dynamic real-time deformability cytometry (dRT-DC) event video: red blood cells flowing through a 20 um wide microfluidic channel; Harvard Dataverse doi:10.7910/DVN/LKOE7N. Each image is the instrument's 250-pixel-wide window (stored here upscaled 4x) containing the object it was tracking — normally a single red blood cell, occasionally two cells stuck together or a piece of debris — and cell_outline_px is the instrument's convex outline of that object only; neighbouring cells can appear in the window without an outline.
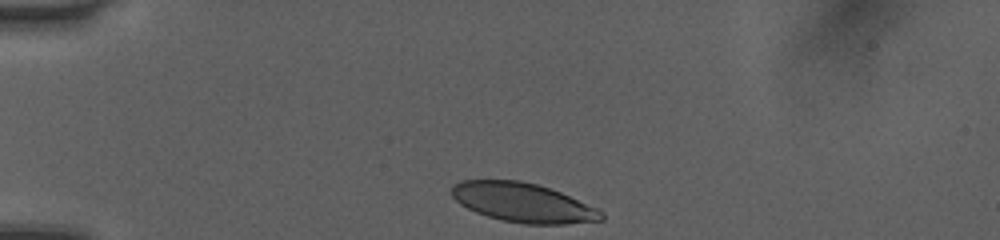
{"species": "human", "species_latin": "Homo sapiens", "temperature_condition": "room temperature", "stored_images_in_passage": 32, "camera_frame_rate_fps": 3000, "um_per_image_px": 0.085, "donor": {"sex": "female"}, "frame": {"image": 1, "passage_image": 1, "time_ms": 0.0, "image_size_px": [1000, 240], "cell_outline_px": [[604, 220], [568, 224], [524, 224], [500, 220], [476, 212], [460, 204], [452, 196], [452, 184], [460, 180], [520, 180], [536, 184], [560, 192], [600, 208], [604, 212]], "centroid_in_image_um": [44.49, 17.22], "position_along_channel_um": 40.5, "area_um2": 34.45}}
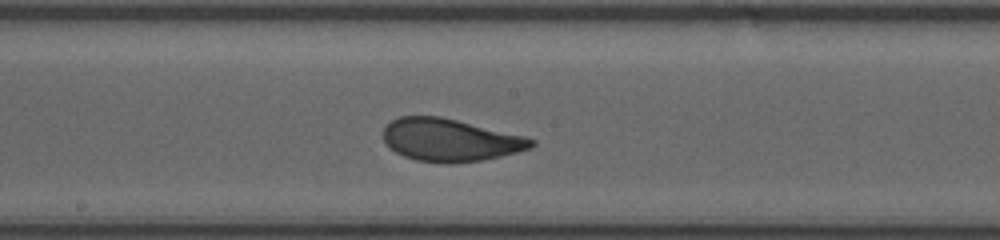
{"frame": {"image": 2, "passage_image": 17, "time_ms": 5.333, "image_size_px": [1000, 240], "cell_outline_px": [[536, 144], [532, 148], [500, 156], [480, 160], [452, 164], [448, 164], [416, 160], [404, 156], [396, 152], [384, 140], [384, 128], [392, 120], [400, 116], [440, 116], [524, 136], [536, 140]], "centroid_in_image_um": [38.27, 11.9], "position_along_channel_um": 209.9, "area_um2": 36.47}}
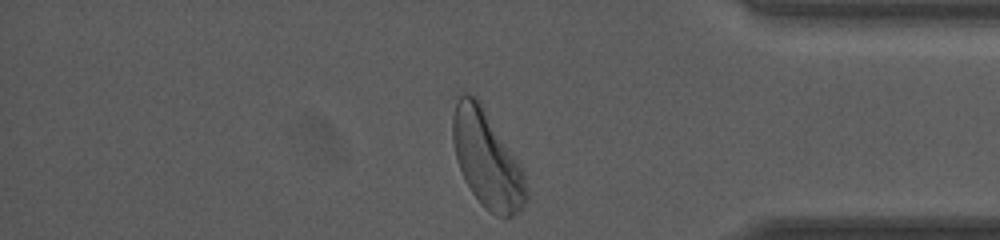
{"frame": {"image": 3, "passage_image": 32, "time_ms": 10.333, "image_size_px": [1000, 240], "cell_outline_px": [[528, 200], [512, 216], [496, 216], [484, 208], [480, 204], [464, 180], [456, 160], [452, 140], [452, 116], [456, 100], [464, 92], [476, 96], [480, 100], [524, 168], [528, 188]], "centroid_in_image_um": [41.4, 13.51], "position_along_channel_um": 393.8, "area_um2": 42.31}, "authors_computed_cell_mechanics": {"area_um2": 36.5296, "velocity_mm_per_s": 4.0275, "shape_relaxation_time_tau1_ms": 3.1533, "shape_relaxation_time_tau2_ms": 0.8232, "deformation_change_tau1": 0.1498, "deformation_change_tau2": 0.0547}}